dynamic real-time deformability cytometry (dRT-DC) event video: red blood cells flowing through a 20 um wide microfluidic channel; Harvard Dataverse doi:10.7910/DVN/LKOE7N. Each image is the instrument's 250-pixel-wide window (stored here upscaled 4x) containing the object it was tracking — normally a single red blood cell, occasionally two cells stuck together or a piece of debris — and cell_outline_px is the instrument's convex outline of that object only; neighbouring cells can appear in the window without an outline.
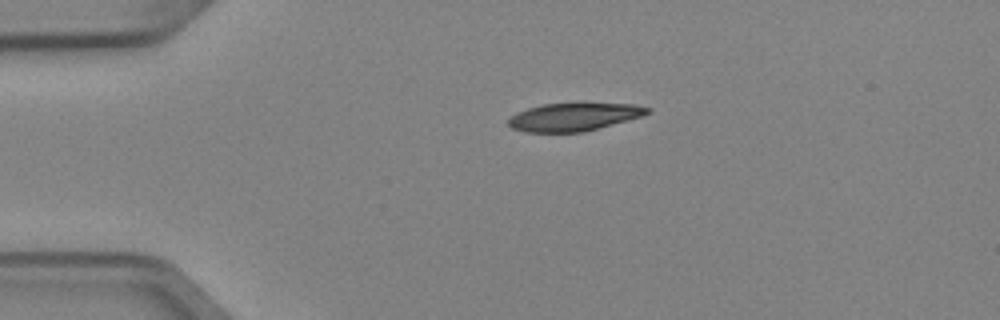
{"species": "Egyptian fruit bat (a non-hibernating species)", "species_latin": "Rousettus aegyptiacus", "temperature_condition": "cold", "stored_images_in_passage": 2, "camera_frame_rate_fps": 3000, "um_per_image_px": 0.085, "animal": {"sex": "female"}, "frame": {"image": 1, "passage_image": 2, "time_ms": 0.333, "image_size_px": [1000, 320], "cell_outline_px": [[652, 108], [648, 112], [640, 116], [584, 132], [524, 132], [512, 128], [508, 124], [508, 120], [516, 112], [528, 108], [544, 104], [632, 104]], "centroid_in_image_um": [48.72, 9.95], "position_along_channel_um": 36.3, "area_um2": 22.14}}